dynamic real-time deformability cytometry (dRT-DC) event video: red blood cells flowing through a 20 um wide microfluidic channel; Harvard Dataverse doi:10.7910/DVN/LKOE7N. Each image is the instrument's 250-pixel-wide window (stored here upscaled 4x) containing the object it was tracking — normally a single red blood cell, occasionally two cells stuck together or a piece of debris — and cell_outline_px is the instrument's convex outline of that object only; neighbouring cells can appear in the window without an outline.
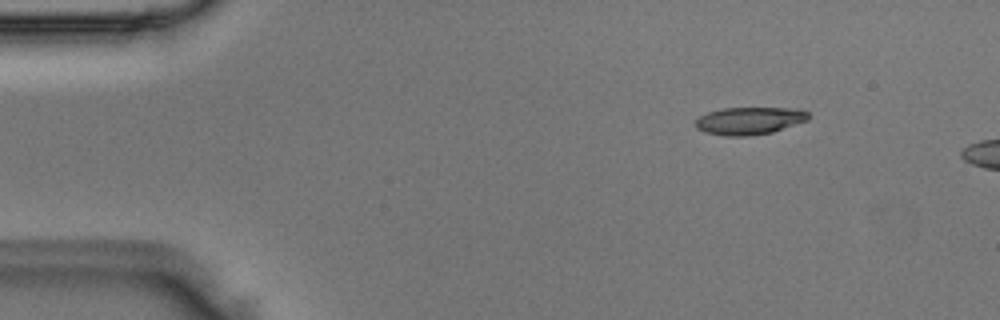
{"species": "Egyptian fruit bat (a non-hibernating species)", "species_latin": "Rousettus aegyptiacus", "temperature_condition": "room temperature", "stored_images_in_passage": 2, "camera_frame_rate_fps": 3000, "um_per_image_px": 0.085, "animal": {"sex": "male"}, "frame": {"image": 1, "passage_image": 1, "time_ms": 0.0, "image_size_px": [1000, 320], "cell_outline_px": [[812, 116], [808, 120], [772, 132], [748, 136], [724, 136], [704, 132], [696, 128], [696, 120], [700, 116], [708, 112], [724, 108], [800, 108], [808, 112]], "centroid_in_image_um": [63.73, 10.26], "position_along_channel_um": 21.3, "area_um2": 18.21}}